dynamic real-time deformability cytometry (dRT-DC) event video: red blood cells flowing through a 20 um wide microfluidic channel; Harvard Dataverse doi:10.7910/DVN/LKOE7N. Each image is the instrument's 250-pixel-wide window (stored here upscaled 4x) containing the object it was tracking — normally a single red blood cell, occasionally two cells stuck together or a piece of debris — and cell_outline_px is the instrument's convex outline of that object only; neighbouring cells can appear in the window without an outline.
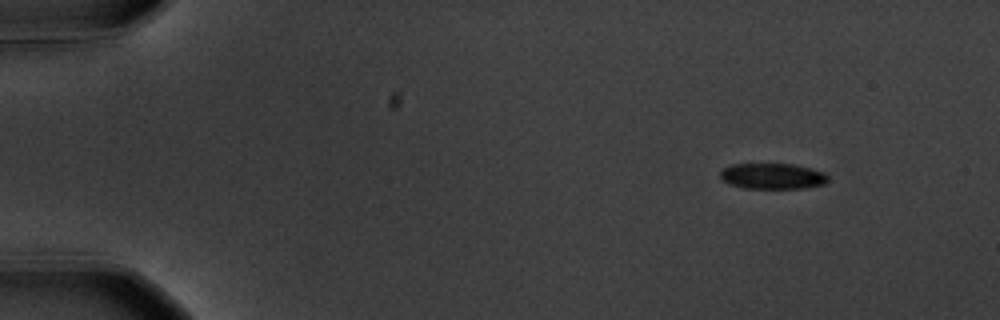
{"species": "common noctule bat (a hibernating species)", "species_latin": "Nyctalus noctula", "temperature_condition": "warm", "stored_images_in_passage": 52, "camera_frame_rate_fps": 3000, "um_per_image_px": 0.085, "animal": {"sex": "male", "body_mass_g": 20.1, "forearm_length_mm": 53.5}, "frame": {"image": 1, "passage_image": 1, "time_ms": 0.0, "image_size_px": [1000, 320], "cell_outline_px": [[828, 180], [824, 184], [804, 188], [744, 188], [732, 184], [724, 180], [720, 176], [720, 172], [724, 168], [732, 164], [792, 164], [824, 172], [828, 176]], "centroid_in_image_um": [65.68, 14.97], "position_along_channel_um": 19.3, "area_um2": 15.95}}
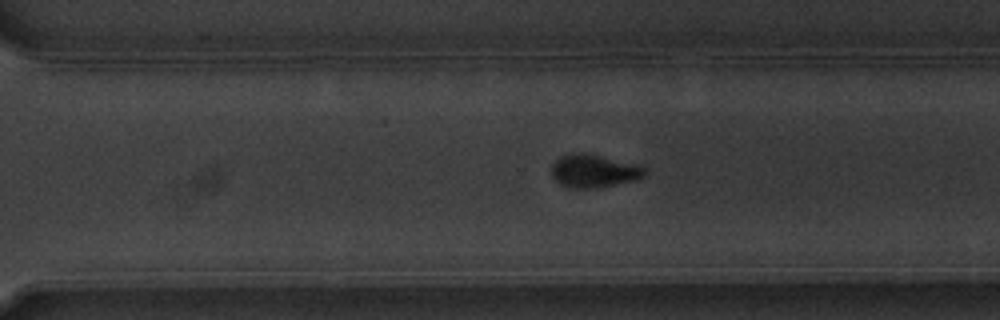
{"frame": {"image": 2, "passage_image": 35, "time_ms": 11.333, "image_size_px": [1000, 320], "cell_outline_px": [[644, 176], [636, 180], [600, 188], [568, 188], [560, 184], [552, 176], [552, 164], [560, 156], [572, 152], [584, 152], [600, 156], [644, 168]], "centroid_in_image_um": [50.39, 14.55], "position_along_channel_um": 320.2, "area_um2": 17.69}}
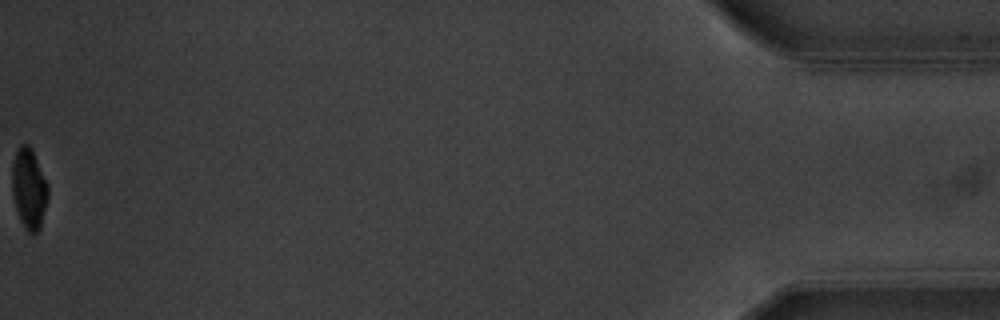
{"frame": {"image": 3, "passage_image": 52, "time_ms": 17.0, "image_size_px": [1000, 320], "cell_outline_px": [[48, 196], [40, 228], [32, 236], [24, 228], [20, 220], [16, 208], [12, 192], [12, 164], [16, 152], [20, 144], [28, 144], [32, 148], [48, 184]], "centroid_in_image_um": [2.46, 16.03], "position_along_channel_um": 432.7, "area_um2": 16.94}, "authors_computed_cell_mechanics": {"area_um2": 17.8024, "velocity_mm_per_s": 3.6018, "shape_relaxation_time_tau1_ms": 2.3652, "shape_relaxation_time_tau2_ms": 1.0383, "deformation_change_tau1": 0.136, "deformation_change_tau2": 0.0501}}